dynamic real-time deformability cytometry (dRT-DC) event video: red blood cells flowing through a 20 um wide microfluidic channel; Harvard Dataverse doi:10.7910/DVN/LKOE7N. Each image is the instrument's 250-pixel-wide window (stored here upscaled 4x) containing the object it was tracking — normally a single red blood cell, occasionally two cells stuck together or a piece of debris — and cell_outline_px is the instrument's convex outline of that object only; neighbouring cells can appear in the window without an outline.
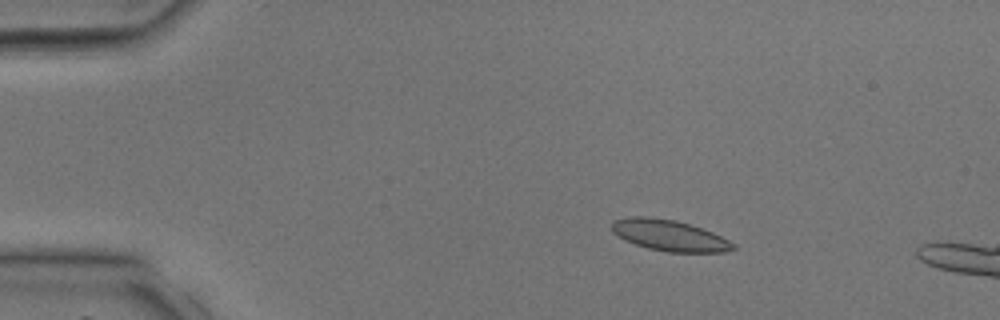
{"species": "common noctule bat (a hibernating species)", "species_latin": "Nyctalus noctula", "temperature_condition": "room temperature", "stored_images_in_passage": 12, "camera_frame_rate_fps": 3000, "um_per_image_px": 0.085, "animal": {"sex": "male", "body_mass_g": 17.9, "forearm_length_mm": 54.2}, "frame": {"image": 1, "passage_image": 7, "time_ms": 2.0, "image_size_px": [1000, 320], "cell_outline_px": [[736, 248], [724, 252], [668, 252], [648, 248], [624, 240], [616, 236], [612, 232], [612, 220], [632, 216], [648, 216], [676, 220], [712, 232], [736, 244]], "centroid_in_image_um": [56.86, 20.0], "position_along_channel_um": 28.1, "area_um2": 21.96}}